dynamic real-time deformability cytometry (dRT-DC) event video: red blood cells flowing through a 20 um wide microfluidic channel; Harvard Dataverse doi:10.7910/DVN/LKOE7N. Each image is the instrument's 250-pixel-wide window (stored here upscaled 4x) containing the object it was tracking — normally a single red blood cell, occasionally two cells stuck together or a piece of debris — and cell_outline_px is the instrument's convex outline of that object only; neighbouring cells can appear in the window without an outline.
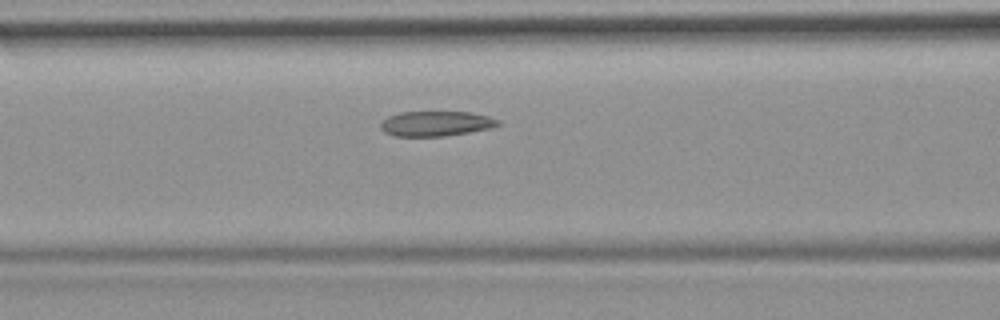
{"species": "common noctule bat (a hibernating species)", "species_latin": "Nyctalus noctula", "temperature_condition": "room temperature", "stored_images_in_passage": 30, "camera_frame_rate_fps": 3000, "um_per_image_px": 0.085, "animal": {"sex": "female", "body_mass_g": 19.9}, "frame": {"image": 1, "passage_image": 9, "time_ms": 2.667, "image_size_px": [1000, 320], "cell_outline_px": [[500, 124], [488, 128], [468, 132], [444, 136], [396, 136], [384, 132], [380, 128], [380, 124], [388, 116], [400, 112], [472, 112], [488, 116], [500, 120]], "centroid_in_image_um": [37.04, 10.5], "position_along_channel_um": 129.6, "area_um2": 16.99}}
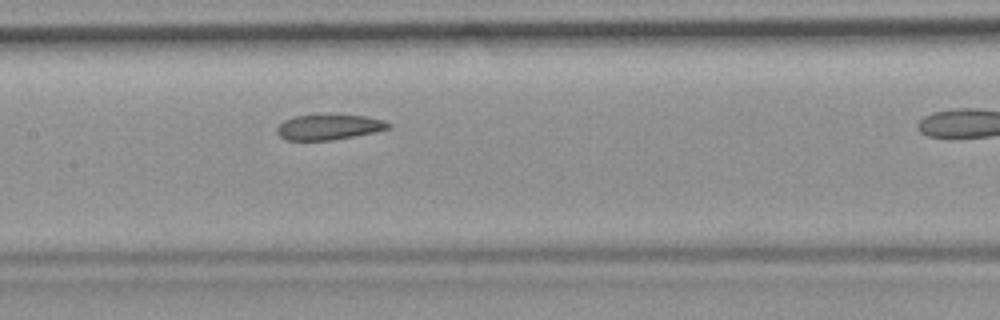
{"frame": {"image": 2, "passage_image": 13, "time_ms": 4.0, "image_size_px": [1000, 320], "cell_outline_px": [[392, 128], [376, 132], [332, 140], [284, 140], [276, 132], [276, 128], [284, 120], [296, 116], [368, 116], [384, 120], [392, 124]], "centroid_in_image_um": [27.99, 10.82], "position_along_channel_um": 179.4, "area_um2": 16.24}}